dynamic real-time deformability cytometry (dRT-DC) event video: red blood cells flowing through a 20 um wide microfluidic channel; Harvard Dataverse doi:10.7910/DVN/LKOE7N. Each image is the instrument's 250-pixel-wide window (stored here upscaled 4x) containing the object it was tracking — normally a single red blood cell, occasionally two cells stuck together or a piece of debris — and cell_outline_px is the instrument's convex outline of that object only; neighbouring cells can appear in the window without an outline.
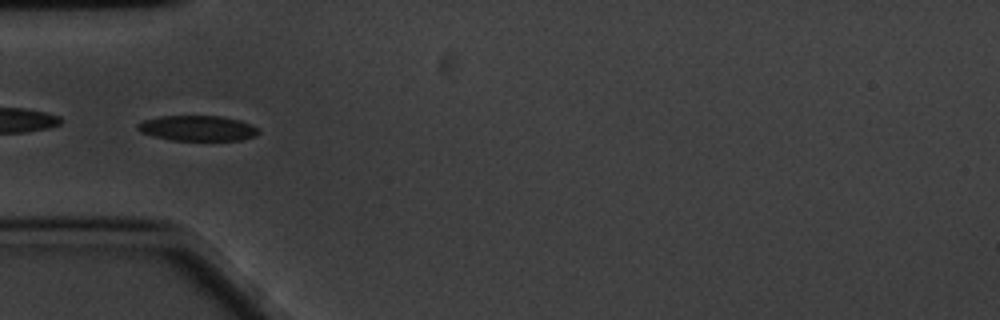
{"species": "common noctule bat (a hibernating species)", "species_latin": "Nyctalus noctula", "temperature_condition": "cold", "stored_images_in_passage": 42, "camera_frame_rate_fps": 3000, "um_per_image_px": 0.085, "animal": {"sex": "male", "body_mass_g": 20.1, "forearm_length_mm": 53.5}, "frame": {"image": 1, "passage_image": 1, "time_ms": 0.0, "image_size_px": [1000, 320], "cell_outline_px": [[260, 132], [256, 136], [240, 140], [172, 140], [152, 136], [140, 132], [136, 128], [136, 124], [144, 120], [160, 116], [220, 116], [240, 120], [256, 128]], "centroid_in_image_um": [16.75, 10.9], "position_along_channel_um": 68.3, "area_um2": 17.8}}
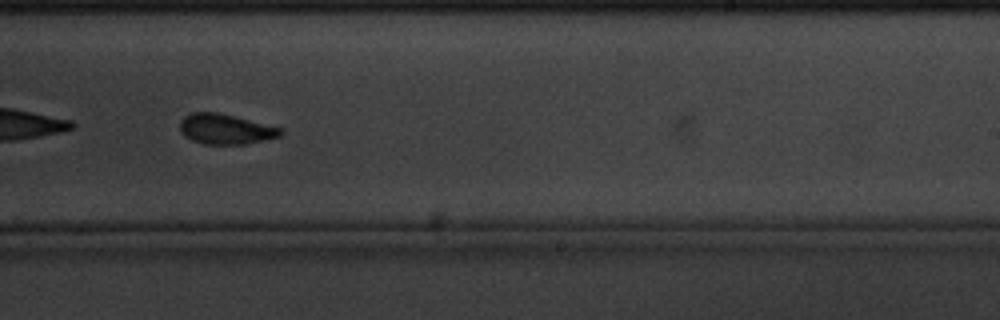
{"frame": {"image": 2, "passage_image": 19, "time_ms": 6.0, "image_size_px": [1000, 320], "cell_outline_px": [[284, 132], [280, 136], [264, 140], [244, 144], [204, 144], [192, 140], [184, 136], [180, 132], [180, 120], [184, 116], [192, 112], [216, 112], [284, 128]], "centroid_in_image_um": [19.17, 10.97], "position_along_channel_um": 269.8, "area_um2": 17.74}, "authors_computed_cell_mechanics": {"area_um2": 17.9469, "velocity_mm_per_s": 3.3557, "shape_relaxation_time_tau1_ms": 4.2452, "shape_relaxation_time_tau2_ms": 3.7076, "deformation_change_tau1": 0.1009, "deformation_change_tau2": 0.0878}}